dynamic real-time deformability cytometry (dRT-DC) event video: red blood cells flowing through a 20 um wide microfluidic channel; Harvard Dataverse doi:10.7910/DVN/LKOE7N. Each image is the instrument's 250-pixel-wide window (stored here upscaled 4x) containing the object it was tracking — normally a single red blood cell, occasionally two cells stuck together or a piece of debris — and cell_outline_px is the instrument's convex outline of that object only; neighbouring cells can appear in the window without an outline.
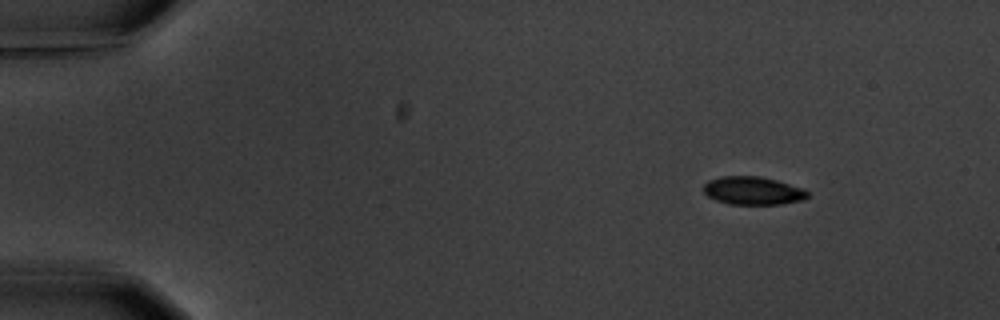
{"species": "common noctule bat (a hibernating species)", "species_latin": "Nyctalus noctula", "temperature_condition": "warm", "stored_images_in_passage": 4, "camera_frame_rate_fps": 3000, "um_per_image_px": 0.085, "animal": {"sex": "male", "body_mass_g": 20.1, "forearm_length_mm": 53.5}, "frame": {"image": 1, "passage_image": 1, "time_ms": 0.0, "image_size_px": [1000, 320], "cell_outline_px": [[808, 196], [804, 200], [780, 204], [728, 204], [716, 200], [708, 196], [704, 192], [704, 184], [708, 180], [720, 176], [760, 176], [776, 180], [804, 188], [808, 192]], "centroid_in_image_um": [64.0, 16.2], "position_along_channel_um": 21.0, "area_um2": 17.11}}
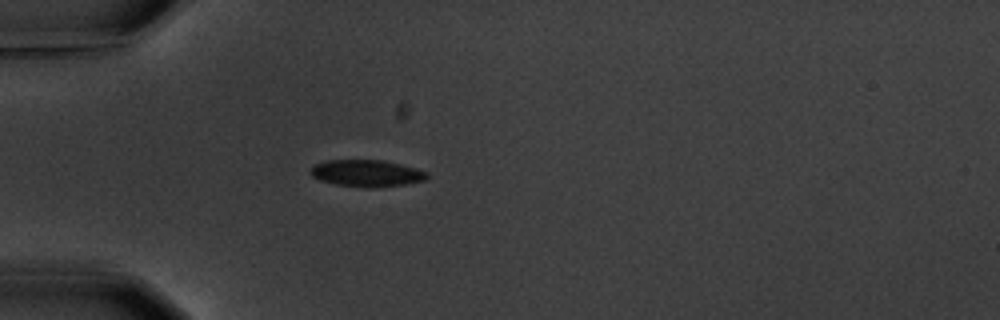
{"frame": {"image": 2, "passage_image": 4, "time_ms": 3.333, "image_size_px": [1000, 320], "cell_outline_px": [[428, 176], [424, 180], [404, 184], [372, 188], [368, 188], [336, 184], [320, 180], [312, 176], [308, 172], [316, 164], [328, 160], [384, 160], [416, 168], [428, 172]], "centroid_in_image_um": [31.16, 14.72], "position_along_channel_um": 53.8, "area_um2": 18.09}}